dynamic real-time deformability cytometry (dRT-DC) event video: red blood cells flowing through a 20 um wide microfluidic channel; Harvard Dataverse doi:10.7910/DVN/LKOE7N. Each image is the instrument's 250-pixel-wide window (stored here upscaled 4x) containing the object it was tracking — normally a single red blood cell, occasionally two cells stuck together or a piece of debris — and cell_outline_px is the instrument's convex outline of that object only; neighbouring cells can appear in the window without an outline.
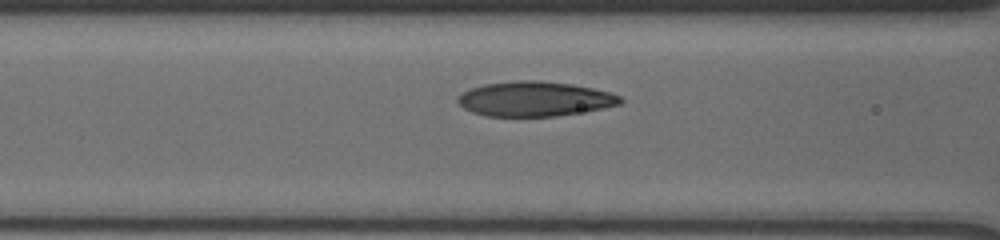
{"species": "human", "species_latin": "Homo sapiens", "temperature_condition": "cold", "stored_images_in_passage": 59, "camera_frame_rate_fps": 3000, "um_per_image_px": 0.085, "donor": {"sex": "male"}, "frame": {"image": 1, "passage_image": 5, "time_ms": 1.333, "image_size_px": [1000, 240], "cell_outline_px": [[624, 100], [620, 104], [600, 108], [556, 116], [488, 116], [472, 112], [464, 108], [456, 100], [456, 96], [468, 88], [484, 84], [520, 80], [540, 80], [572, 84], [592, 88], [608, 92], [620, 96]], "centroid_in_image_um": [45.39, 8.39], "position_along_channel_um": 121.2, "area_um2": 32.83}}
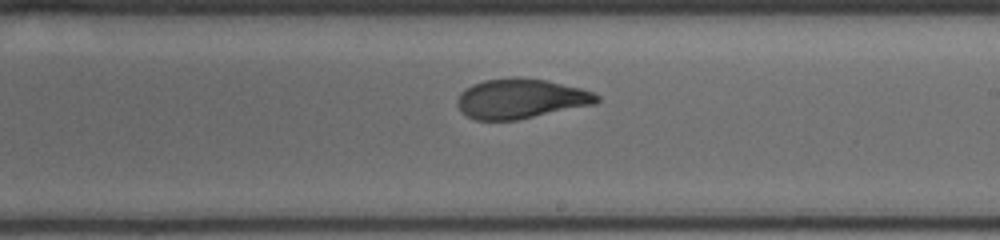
{"frame": {"image": 2, "passage_image": 26, "time_ms": 4.667, "image_size_px": [1000, 240], "cell_outline_px": [[600, 100], [596, 104], [516, 120], [476, 120], [460, 112], [456, 104], [456, 100], [460, 92], [464, 88], [472, 84], [484, 80], [512, 76], [520, 76], [544, 80], [580, 88], [592, 92], [600, 96]], "centroid_in_image_um": [44.22, 8.38], "position_along_channel_um": 244.8, "area_um2": 32.66}}
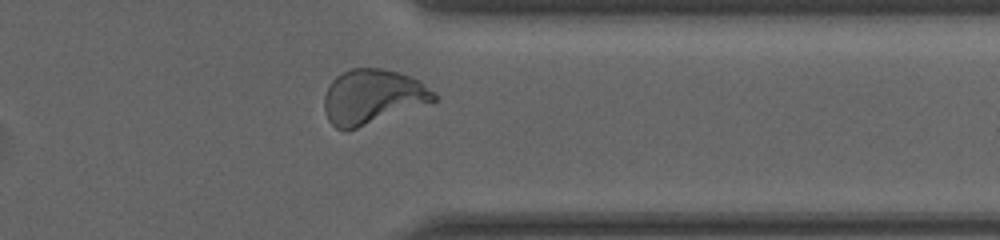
{"frame": {"image": 3, "passage_image": 49, "time_ms": 8.333, "image_size_px": [1000, 240], "cell_outline_px": [[440, 96], [436, 100], [356, 128], [336, 128], [328, 120], [324, 108], [324, 96], [328, 84], [336, 76], [352, 68], [380, 68], [412, 76], [420, 80], [436, 92]], "centroid_in_image_um": [31.68, 8.18], "position_along_channel_um": 379.7, "area_um2": 34.56}}